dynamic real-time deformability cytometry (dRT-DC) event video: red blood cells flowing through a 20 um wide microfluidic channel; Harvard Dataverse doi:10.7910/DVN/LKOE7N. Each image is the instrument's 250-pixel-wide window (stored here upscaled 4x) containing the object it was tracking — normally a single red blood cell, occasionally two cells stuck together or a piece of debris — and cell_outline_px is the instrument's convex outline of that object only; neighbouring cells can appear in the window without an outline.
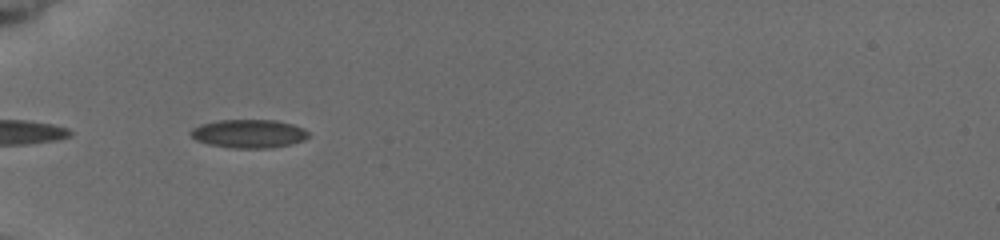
{"species": "common noctule bat (a hibernating species)", "species_latin": "Nyctalus noctula", "temperature_condition": "cold", "stored_images_in_passage": 8, "camera_frame_rate_fps": 3000, "um_per_image_px": 0.085, "animal": {"sex": "female", "body_mass_g": 19.5, "forearm_length_mm": 54.1}, "frame": {"image": 1, "passage_image": 5, "time_ms": 3.667, "image_size_px": [1000, 240], "cell_outline_px": [[308, 136], [304, 140], [292, 144], [272, 148], [232, 148], [208, 144], [196, 140], [188, 132], [192, 128], [200, 124], [220, 120], [272, 120], [292, 124], [308, 132]], "centroid_in_image_um": [21.11, 11.37], "position_along_channel_um": 63.9, "area_um2": 19.48}}
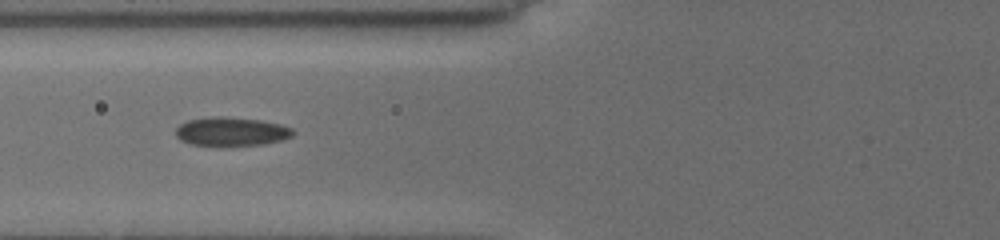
{"frame": {"image": 2, "passage_image": 6, "time_ms": 5.0, "image_size_px": [1000, 240], "cell_outline_px": [[296, 132], [292, 136], [280, 140], [264, 144], [224, 148], [192, 144], [180, 140], [176, 136], [176, 128], [180, 124], [188, 120], [212, 116], [228, 116], [260, 120], [280, 124], [292, 128]], "centroid_in_image_um": [19.65, 11.21], "position_along_channel_um": 106.1, "area_um2": 20.35}}
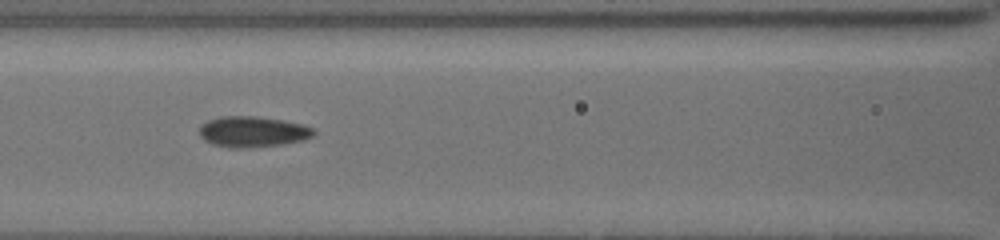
{"frame": {"image": 3, "passage_image": 7, "time_ms": 6.0, "image_size_px": [1000, 240], "cell_outline_px": [[316, 132], [312, 136], [304, 140], [280, 144], [248, 148], [228, 148], [212, 144], [204, 140], [200, 136], [200, 128], [208, 120], [220, 116], [256, 116], [280, 120], [300, 124], [312, 128]], "centroid_in_image_um": [21.45, 11.2], "position_along_channel_um": 145.2, "area_um2": 20.35}}